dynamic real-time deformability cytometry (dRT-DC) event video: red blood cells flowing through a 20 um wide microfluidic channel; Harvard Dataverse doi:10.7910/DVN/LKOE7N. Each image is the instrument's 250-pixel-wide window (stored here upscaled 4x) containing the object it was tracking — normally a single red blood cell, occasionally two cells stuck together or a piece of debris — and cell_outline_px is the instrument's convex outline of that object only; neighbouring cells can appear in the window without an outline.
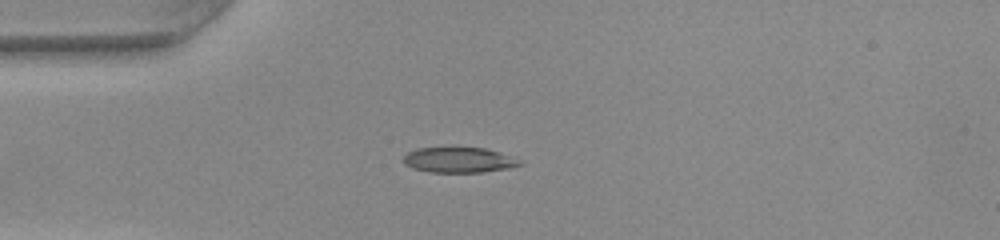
{"species": "common noctule bat (a hibernating species)", "species_latin": "Nyctalus noctula", "temperature_condition": "warm", "stored_images_in_passage": 38, "camera_frame_rate_fps": 3000, "um_per_image_px": 0.085, "animal": {"sex": "female", "body_mass_g": 22.0, "forearm_length_mm": 56.7}, "frame": {"image": 1, "passage_image": 1, "time_ms": 0.0, "image_size_px": [1000, 240], "cell_outline_px": [[524, 164], [508, 168], [484, 172], [428, 172], [412, 168], [404, 164], [404, 156], [408, 152], [416, 148], [484, 148], [500, 152]], "centroid_in_image_um": [38.95, 13.6], "position_along_channel_um": 46.0, "area_um2": 16.94}}
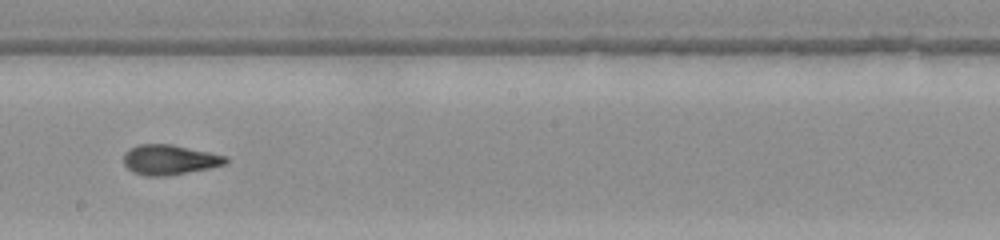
{"frame": {"image": 2, "passage_image": 16, "time_ms": 5.0, "image_size_px": [1000, 240], "cell_outline_px": [[228, 164], [208, 168], [164, 176], [144, 176], [132, 172], [124, 164], [124, 152], [128, 148], [136, 144], [172, 144], [228, 156]], "centroid_in_image_um": [14.39, 13.56], "position_along_channel_um": 233.8, "area_um2": 17.98}}
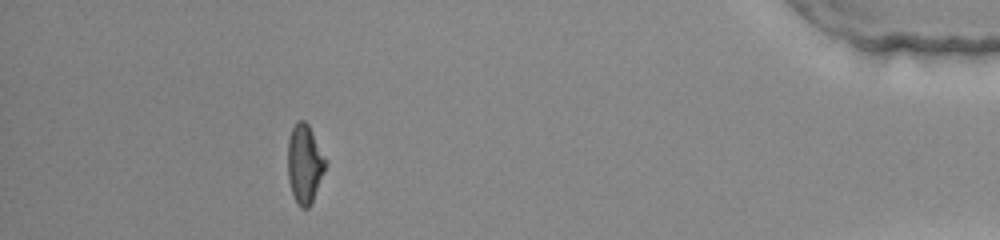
{"frame": {"image": 3, "passage_image": 33, "time_ms": 10.667, "image_size_px": [1000, 240], "cell_outline_px": [[328, 164], [312, 204], [308, 208], [300, 208], [292, 196], [288, 180], [288, 140], [292, 128], [296, 120], [304, 120], [308, 124], [328, 160]], "centroid_in_image_um": [25.92, 13.95], "position_along_channel_um": 409.3, "area_um2": 17.92}, "authors_computed_cell_mechanics": {"area_um2": 17.5134, "velocity_mm_per_s": 4.0996, "shape_relaxation_time_tau1_ms": 4.5948, "shape_relaxation_time_tau2_ms": 1.4188, "deformation_change_tau1": 0.1917, "deformation_change_tau2": 0.081}}